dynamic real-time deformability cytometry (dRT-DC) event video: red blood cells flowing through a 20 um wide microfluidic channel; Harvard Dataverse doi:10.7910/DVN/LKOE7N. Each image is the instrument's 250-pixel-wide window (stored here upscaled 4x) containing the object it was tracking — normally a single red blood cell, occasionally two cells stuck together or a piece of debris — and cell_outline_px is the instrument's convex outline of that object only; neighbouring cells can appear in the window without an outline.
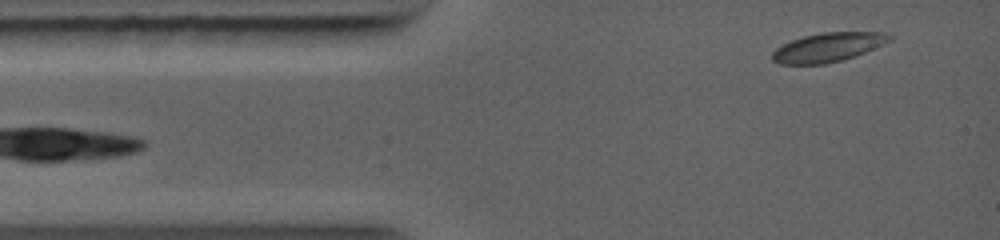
{"species": "common noctule bat (a hibernating species)", "species_latin": "Nyctalus noctula", "temperature_condition": "warm", "stored_images_in_passage": 30, "camera_frame_rate_fps": 5000, "um_per_image_px": 0.085, "animal": {"sex": "female", "body_mass_g": 19.0, "forearm_length_mm": 56.7}, "frame": {"image": 1, "passage_image": 2, "time_ms": 0.4, "image_size_px": [1000, 240], "cell_outline_px": [[892, 40], [884, 44], [856, 56], [824, 64], [780, 64], [772, 60], [772, 52], [776, 48], [792, 40], [804, 36], [824, 32], [884, 32], [892, 36]], "centroid_in_image_um": [70.4, 4.02], "position_along_channel_um": 14.6, "area_um2": 19.77}}
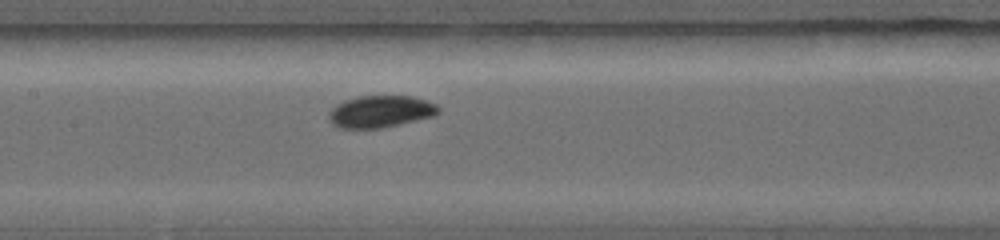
{"frame": {"image": 2, "passage_image": 14, "time_ms": 4.8, "image_size_px": [1000, 240], "cell_outline_px": [[440, 112], [432, 116], [400, 124], [380, 128], [340, 128], [332, 124], [328, 120], [328, 112], [336, 104], [344, 100], [360, 96], [412, 96], [436, 104], [440, 108]], "centroid_in_image_um": [32.31, 9.48], "position_along_channel_um": 175.1, "area_um2": 20.4}}
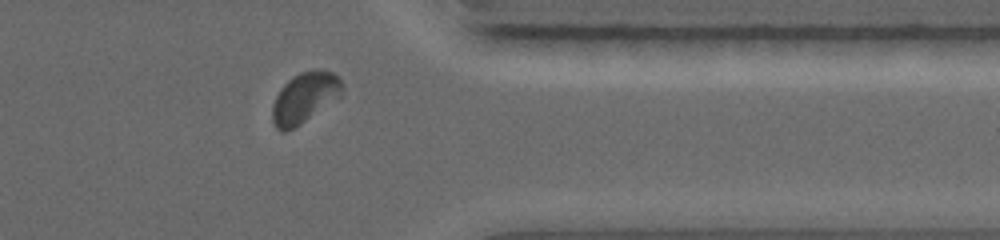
{"frame": {"image": 3, "passage_image": 26, "time_ms": 9.4, "image_size_px": [1000, 240], "cell_outline_px": [[344, 84], [340, 96], [300, 124], [284, 132], [280, 132], [276, 128], [272, 120], [272, 104], [280, 88], [292, 76], [300, 72], [316, 68], [332, 72], [340, 76]], "centroid_in_image_um": [25.89, 8.26], "position_along_channel_um": 385.5, "area_um2": 20.63}}